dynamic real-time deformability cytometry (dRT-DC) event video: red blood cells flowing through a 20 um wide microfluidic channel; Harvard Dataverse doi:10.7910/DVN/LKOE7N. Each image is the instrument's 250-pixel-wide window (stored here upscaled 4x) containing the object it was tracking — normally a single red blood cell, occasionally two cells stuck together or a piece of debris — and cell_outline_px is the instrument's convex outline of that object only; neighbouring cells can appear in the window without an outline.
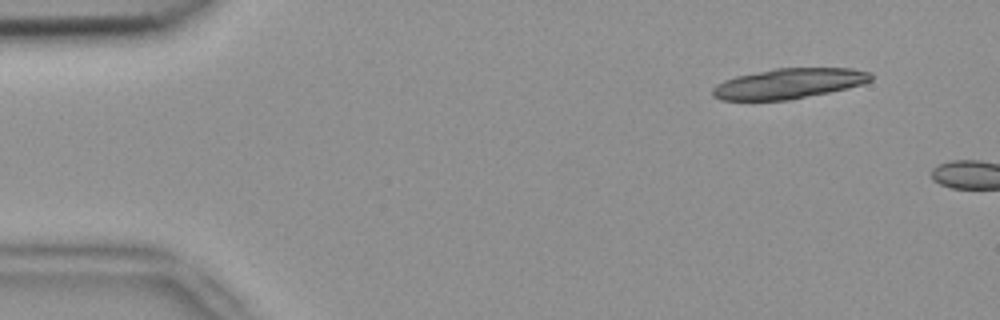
{"species": "common noctule bat (a hibernating species)", "species_latin": "Nyctalus noctula", "temperature_condition": "room temperature", "stored_images_in_passage": 2, "camera_frame_rate_fps": 3000, "um_per_image_px": 0.085, "animal": {"sex": "female", "body_mass_g": 18.4}, "frame": {"image": 1, "passage_image": 1, "time_ms": 0.0, "image_size_px": [1000, 320], "cell_outline_px": [[872, 80], [864, 84], [848, 88], [788, 100], [720, 100], [712, 96], [712, 88], [716, 84], [724, 80], [736, 76], [776, 68], [852, 68], [872, 72]], "centroid_in_image_um": [67.06, 7.1], "position_along_channel_um": 17.9, "area_um2": 27.98}}